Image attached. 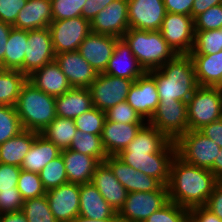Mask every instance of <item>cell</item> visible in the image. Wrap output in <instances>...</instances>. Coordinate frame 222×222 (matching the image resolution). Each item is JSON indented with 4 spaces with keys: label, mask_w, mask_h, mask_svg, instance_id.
<instances>
[{
    "label": "cell",
    "mask_w": 222,
    "mask_h": 222,
    "mask_svg": "<svg viewBox=\"0 0 222 222\" xmlns=\"http://www.w3.org/2000/svg\"><path fill=\"white\" fill-rule=\"evenodd\" d=\"M69 149L93 156L100 162H104L108 157L102 143L101 135H94L79 130L76 131Z\"/></svg>",
    "instance_id": "cell-34"
},
{
    "label": "cell",
    "mask_w": 222,
    "mask_h": 222,
    "mask_svg": "<svg viewBox=\"0 0 222 222\" xmlns=\"http://www.w3.org/2000/svg\"><path fill=\"white\" fill-rule=\"evenodd\" d=\"M115 213L92 182L80 184L79 215L101 220L111 218Z\"/></svg>",
    "instance_id": "cell-26"
},
{
    "label": "cell",
    "mask_w": 222,
    "mask_h": 222,
    "mask_svg": "<svg viewBox=\"0 0 222 222\" xmlns=\"http://www.w3.org/2000/svg\"><path fill=\"white\" fill-rule=\"evenodd\" d=\"M17 189L23 200L37 198L46 194L40 175L31 171L21 170Z\"/></svg>",
    "instance_id": "cell-39"
},
{
    "label": "cell",
    "mask_w": 222,
    "mask_h": 222,
    "mask_svg": "<svg viewBox=\"0 0 222 222\" xmlns=\"http://www.w3.org/2000/svg\"><path fill=\"white\" fill-rule=\"evenodd\" d=\"M126 102L148 122L159 104L155 79L145 72L132 84Z\"/></svg>",
    "instance_id": "cell-17"
},
{
    "label": "cell",
    "mask_w": 222,
    "mask_h": 222,
    "mask_svg": "<svg viewBox=\"0 0 222 222\" xmlns=\"http://www.w3.org/2000/svg\"><path fill=\"white\" fill-rule=\"evenodd\" d=\"M28 77L19 70L0 68V105L15 106Z\"/></svg>",
    "instance_id": "cell-33"
},
{
    "label": "cell",
    "mask_w": 222,
    "mask_h": 222,
    "mask_svg": "<svg viewBox=\"0 0 222 222\" xmlns=\"http://www.w3.org/2000/svg\"><path fill=\"white\" fill-rule=\"evenodd\" d=\"M168 202V186H163L157 191L127 193L118 217L120 222H144L153 212L160 210Z\"/></svg>",
    "instance_id": "cell-8"
},
{
    "label": "cell",
    "mask_w": 222,
    "mask_h": 222,
    "mask_svg": "<svg viewBox=\"0 0 222 222\" xmlns=\"http://www.w3.org/2000/svg\"><path fill=\"white\" fill-rule=\"evenodd\" d=\"M176 155L185 163L210 170L220 147L199 130H189L176 141Z\"/></svg>",
    "instance_id": "cell-7"
},
{
    "label": "cell",
    "mask_w": 222,
    "mask_h": 222,
    "mask_svg": "<svg viewBox=\"0 0 222 222\" xmlns=\"http://www.w3.org/2000/svg\"><path fill=\"white\" fill-rule=\"evenodd\" d=\"M21 211L28 222H58L50 210L46 195L24 200Z\"/></svg>",
    "instance_id": "cell-36"
},
{
    "label": "cell",
    "mask_w": 222,
    "mask_h": 222,
    "mask_svg": "<svg viewBox=\"0 0 222 222\" xmlns=\"http://www.w3.org/2000/svg\"><path fill=\"white\" fill-rule=\"evenodd\" d=\"M210 171L220 180L222 181V148L220 152L216 156L213 166Z\"/></svg>",
    "instance_id": "cell-58"
},
{
    "label": "cell",
    "mask_w": 222,
    "mask_h": 222,
    "mask_svg": "<svg viewBox=\"0 0 222 222\" xmlns=\"http://www.w3.org/2000/svg\"><path fill=\"white\" fill-rule=\"evenodd\" d=\"M28 0H0V21L13 25Z\"/></svg>",
    "instance_id": "cell-48"
},
{
    "label": "cell",
    "mask_w": 222,
    "mask_h": 222,
    "mask_svg": "<svg viewBox=\"0 0 222 222\" xmlns=\"http://www.w3.org/2000/svg\"><path fill=\"white\" fill-rule=\"evenodd\" d=\"M87 0H51L53 21L81 16V10Z\"/></svg>",
    "instance_id": "cell-42"
},
{
    "label": "cell",
    "mask_w": 222,
    "mask_h": 222,
    "mask_svg": "<svg viewBox=\"0 0 222 222\" xmlns=\"http://www.w3.org/2000/svg\"><path fill=\"white\" fill-rule=\"evenodd\" d=\"M106 120L118 123H146L142 116L136 112L126 101L105 111Z\"/></svg>",
    "instance_id": "cell-43"
},
{
    "label": "cell",
    "mask_w": 222,
    "mask_h": 222,
    "mask_svg": "<svg viewBox=\"0 0 222 222\" xmlns=\"http://www.w3.org/2000/svg\"><path fill=\"white\" fill-rule=\"evenodd\" d=\"M222 50V28L215 30L195 31L193 50L189 54L209 55Z\"/></svg>",
    "instance_id": "cell-35"
},
{
    "label": "cell",
    "mask_w": 222,
    "mask_h": 222,
    "mask_svg": "<svg viewBox=\"0 0 222 222\" xmlns=\"http://www.w3.org/2000/svg\"><path fill=\"white\" fill-rule=\"evenodd\" d=\"M12 25L6 22L0 21V68L4 69V54L6 51V44L8 35L12 29Z\"/></svg>",
    "instance_id": "cell-55"
},
{
    "label": "cell",
    "mask_w": 222,
    "mask_h": 222,
    "mask_svg": "<svg viewBox=\"0 0 222 222\" xmlns=\"http://www.w3.org/2000/svg\"><path fill=\"white\" fill-rule=\"evenodd\" d=\"M105 74L136 80L141 77L145 71L138 63L130 46L123 38L116 41V46L111 56Z\"/></svg>",
    "instance_id": "cell-21"
},
{
    "label": "cell",
    "mask_w": 222,
    "mask_h": 222,
    "mask_svg": "<svg viewBox=\"0 0 222 222\" xmlns=\"http://www.w3.org/2000/svg\"><path fill=\"white\" fill-rule=\"evenodd\" d=\"M114 0H87L81 10V16L91 21L100 11Z\"/></svg>",
    "instance_id": "cell-51"
},
{
    "label": "cell",
    "mask_w": 222,
    "mask_h": 222,
    "mask_svg": "<svg viewBox=\"0 0 222 222\" xmlns=\"http://www.w3.org/2000/svg\"><path fill=\"white\" fill-rule=\"evenodd\" d=\"M129 28L145 31L161 29L166 8L163 0H127Z\"/></svg>",
    "instance_id": "cell-15"
},
{
    "label": "cell",
    "mask_w": 222,
    "mask_h": 222,
    "mask_svg": "<svg viewBox=\"0 0 222 222\" xmlns=\"http://www.w3.org/2000/svg\"><path fill=\"white\" fill-rule=\"evenodd\" d=\"M105 162L110 166L114 176L128 193L132 192L133 167L121 161L117 156H108Z\"/></svg>",
    "instance_id": "cell-45"
},
{
    "label": "cell",
    "mask_w": 222,
    "mask_h": 222,
    "mask_svg": "<svg viewBox=\"0 0 222 222\" xmlns=\"http://www.w3.org/2000/svg\"><path fill=\"white\" fill-rule=\"evenodd\" d=\"M35 138L36 132L22 130L18 135L8 139L0 145V163L20 167Z\"/></svg>",
    "instance_id": "cell-30"
},
{
    "label": "cell",
    "mask_w": 222,
    "mask_h": 222,
    "mask_svg": "<svg viewBox=\"0 0 222 222\" xmlns=\"http://www.w3.org/2000/svg\"><path fill=\"white\" fill-rule=\"evenodd\" d=\"M55 61L71 87L88 88L95 81L97 73L78 51L56 54Z\"/></svg>",
    "instance_id": "cell-19"
},
{
    "label": "cell",
    "mask_w": 222,
    "mask_h": 222,
    "mask_svg": "<svg viewBox=\"0 0 222 222\" xmlns=\"http://www.w3.org/2000/svg\"><path fill=\"white\" fill-rule=\"evenodd\" d=\"M189 209L169 201L160 210L153 212L144 222H187Z\"/></svg>",
    "instance_id": "cell-41"
},
{
    "label": "cell",
    "mask_w": 222,
    "mask_h": 222,
    "mask_svg": "<svg viewBox=\"0 0 222 222\" xmlns=\"http://www.w3.org/2000/svg\"><path fill=\"white\" fill-rule=\"evenodd\" d=\"M118 39L115 36L91 32L80 44L78 52L97 74L104 73Z\"/></svg>",
    "instance_id": "cell-18"
},
{
    "label": "cell",
    "mask_w": 222,
    "mask_h": 222,
    "mask_svg": "<svg viewBox=\"0 0 222 222\" xmlns=\"http://www.w3.org/2000/svg\"><path fill=\"white\" fill-rule=\"evenodd\" d=\"M0 222H28L22 211L4 213L0 215Z\"/></svg>",
    "instance_id": "cell-57"
},
{
    "label": "cell",
    "mask_w": 222,
    "mask_h": 222,
    "mask_svg": "<svg viewBox=\"0 0 222 222\" xmlns=\"http://www.w3.org/2000/svg\"><path fill=\"white\" fill-rule=\"evenodd\" d=\"M198 86L214 87L222 76V50L215 54H189Z\"/></svg>",
    "instance_id": "cell-29"
},
{
    "label": "cell",
    "mask_w": 222,
    "mask_h": 222,
    "mask_svg": "<svg viewBox=\"0 0 222 222\" xmlns=\"http://www.w3.org/2000/svg\"><path fill=\"white\" fill-rule=\"evenodd\" d=\"M167 13L191 16L194 0H163Z\"/></svg>",
    "instance_id": "cell-52"
},
{
    "label": "cell",
    "mask_w": 222,
    "mask_h": 222,
    "mask_svg": "<svg viewBox=\"0 0 222 222\" xmlns=\"http://www.w3.org/2000/svg\"><path fill=\"white\" fill-rule=\"evenodd\" d=\"M92 107L88 88L72 87L66 93L55 97L56 115L61 118L75 119Z\"/></svg>",
    "instance_id": "cell-27"
},
{
    "label": "cell",
    "mask_w": 222,
    "mask_h": 222,
    "mask_svg": "<svg viewBox=\"0 0 222 222\" xmlns=\"http://www.w3.org/2000/svg\"><path fill=\"white\" fill-rule=\"evenodd\" d=\"M60 153L61 150L54 143L36 132V138L29 152L24 156L20 168L39 174L45 165Z\"/></svg>",
    "instance_id": "cell-28"
},
{
    "label": "cell",
    "mask_w": 222,
    "mask_h": 222,
    "mask_svg": "<svg viewBox=\"0 0 222 222\" xmlns=\"http://www.w3.org/2000/svg\"><path fill=\"white\" fill-rule=\"evenodd\" d=\"M148 123L156 127L169 140L176 141L189 131L187 103L176 99L159 101L157 109Z\"/></svg>",
    "instance_id": "cell-9"
},
{
    "label": "cell",
    "mask_w": 222,
    "mask_h": 222,
    "mask_svg": "<svg viewBox=\"0 0 222 222\" xmlns=\"http://www.w3.org/2000/svg\"><path fill=\"white\" fill-rule=\"evenodd\" d=\"M148 73L155 79L159 101L176 99L187 103L198 87L189 54H177L159 69Z\"/></svg>",
    "instance_id": "cell-3"
},
{
    "label": "cell",
    "mask_w": 222,
    "mask_h": 222,
    "mask_svg": "<svg viewBox=\"0 0 222 222\" xmlns=\"http://www.w3.org/2000/svg\"><path fill=\"white\" fill-rule=\"evenodd\" d=\"M164 185L156 178L133 168L132 192H150L160 190Z\"/></svg>",
    "instance_id": "cell-47"
},
{
    "label": "cell",
    "mask_w": 222,
    "mask_h": 222,
    "mask_svg": "<svg viewBox=\"0 0 222 222\" xmlns=\"http://www.w3.org/2000/svg\"><path fill=\"white\" fill-rule=\"evenodd\" d=\"M91 32L122 38L129 29L128 1L114 0L90 21Z\"/></svg>",
    "instance_id": "cell-14"
},
{
    "label": "cell",
    "mask_w": 222,
    "mask_h": 222,
    "mask_svg": "<svg viewBox=\"0 0 222 222\" xmlns=\"http://www.w3.org/2000/svg\"><path fill=\"white\" fill-rule=\"evenodd\" d=\"M91 182L107 203L118 213L124 205L128 192L114 176L113 171L105 161L97 166Z\"/></svg>",
    "instance_id": "cell-20"
},
{
    "label": "cell",
    "mask_w": 222,
    "mask_h": 222,
    "mask_svg": "<svg viewBox=\"0 0 222 222\" xmlns=\"http://www.w3.org/2000/svg\"><path fill=\"white\" fill-rule=\"evenodd\" d=\"M23 130L15 106L0 105V145Z\"/></svg>",
    "instance_id": "cell-38"
},
{
    "label": "cell",
    "mask_w": 222,
    "mask_h": 222,
    "mask_svg": "<svg viewBox=\"0 0 222 222\" xmlns=\"http://www.w3.org/2000/svg\"><path fill=\"white\" fill-rule=\"evenodd\" d=\"M46 191L68 183L65 165L61 154L49 161L39 173Z\"/></svg>",
    "instance_id": "cell-37"
},
{
    "label": "cell",
    "mask_w": 222,
    "mask_h": 222,
    "mask_svg": "<svg viewBox=\"0 0 222 222\" xmlns=\"http://www.w3.org/2000/svg\"><path fill=\"white\" fill-rule=\"evenodd\" d=\"M214 87L217 88L219 91H222V76L219 82Z\"/></svg>",
    "instance_id": "cell-60"
},
{
    "label": "cell",
    "mask_w": 222,
    "mask_h": 222,
    "mask_svg": "<svg viewBox=\"0 0 222 222\" xmlns=\"http://www.w3.org/2000/svg\"><path fill=\"white\" fill-rule=\"evenodd\" d=\"M105 120V112L97 109L96 107H92L87 112L76 117L74 122L77 130L79 131L88 132L94 135H101Z\"/></svg>",
    "instance_id": "cell-40"
},
{
    "label": "cell",
    "mask_w": 222,
    "mask_h": 222,
    "mask_svg": "<svg viewBox=\"0 0 222 222\" xmlns=\"http://www.w3.org/2000/svg\"><path fill=\"white\" fill-rule=\"evenodd\" d=\"M73 222H120L118 213L116 212L111 218L101 219V220H93L89 218H85L81 215H78Z\"/></svg>",
    "instance_id": "cell-59"
},
{
    "label": "cell",
    "mask_w": 222,
    "mask_h": 222,
    "mask_svg": "<svg viewBox=\"0 0 222 222\" xmlns=\"http://www.w3.org/2000/svg\"><path fill=\"white\" fill-rule=\"evenodd\" d=\"M135 80L98 73L88 87L93 107L107 111L118 103L126 101L128 92Z\"/></svg>",
    "instance_id": "cell-10"
},
{
    "label": "cell",
    "mask_w": 222,
    "mask_h": 222,
    "mask_svg": "<svg viewBox=\"0 0 222 222\" xmlns=\"http://www.w3.org/2000/svg\"><path fill=\"white\" fill-rule=\"evenodd\" d=\"M220 180L210 171L185 163L177 155L170 166L169 201L191 209L205 206Z\"/></svg>",
    "instance_id": "cell-2"
},
{
    "label": "cell",
    "mask_w": 222,
    "mask_h": 222,
    "mask_svg": "<svg viewBox=\"0 0 222 222\" xmlns=\"http://www.w3.org/2000/svg\"><path fill=\"white\" fill-rule=\"evenodd\" d=\"M48 28L55 54L78 51L80 44L91 33L90 21L82 16L52 21Z\"/></svg>",
    "instance_id": "cell-11"
},
{
    "label": "cell",
    "mask_w": 222,
    "mask_h": 222,
    "mask_svg": "<svg viewBox=\"0 0 222 222\" xmlns=\"http://www.w3.org/2000/svg\"><path fill=\"white\" fill-rule=\"evenodd\" d=\"M205 207L222 220V181L214 187Z\"/></svg>",
    "instance_id": "cell-50"
},
{
    "label": "cell",
    "mask_w": 222,
    "mask_h": 222,
    "mask_svg": "<svg viewBox=\"0 0 222 222\" xmlns=\"http://www.w3.org/2000/svg\"><path fill=\"white\" fill-rule=\"evenodd\" d=\"M189 219L192 222H222V220L212 213L205 206H198L189 210Z\"/></svg>",
    "instance_id": "cell-53"
},
{
    "label": "cell",
    "mask_w": 222,
    "mask_h": 222,
    "mask_svg": "<svg viewBox=\"0 0 222 222\" xmlns=\"http://www.w3.org/2000/svg\"><path fill=\"white\" fill-rule=\"evenodd\" d=\"M45 195L58 222H73L79 215L80 184L68 182L46 191Z\"/></svg>",
    "instance_id": "cell-16"
},
{
    "label": "cell",
    "mask_w": 222,
    "mask_h": 222,
    "mask_svg": "<svg viewBox=\"0 0 222 222\" xmlns=\"http://www.w3.org/2000/svg\"><path fill=\"white\" fill-rule=\"evenodd\" d=\"M28 44V30L12 27L4 54V69L19 70L23 73V62Z\"/></svg>",
    "instance_id": "cell-31"
},
{
    "label": "cell",
    "mask_w": 222,
    "mask_h": 222,
    "mask_svg": "<svg viewBox=\"0 0 222 222\" xmlns=\"http://www.w3.org/2000/svg\"><path fill=\"white\" fill-rule=\"evenodd\" d=\"M23 130L42 132L57 116L55 97L36 88L28 80L15 104Z\"/></svg>",
    "instance_id": "cell-4"
},
{
    "label": "cell",
    "mask_w": 222,
    "mask_h": 222,
    "mask_svg": "<svg viewBox=\"0 0 222 222\" xmlns=\"http://www.w3.org/2000/svg\"><path fill=\"white\" fill-rule=\"evenodd\" d=\"M28 81L36 88L54 97L60 96L72 88L56 61L34 71L28 76Z\"/></svg>",
    "instance_id": "cell-25"
},
{
    "label": "cell",
    "mask_w": 222,
    "mask_h": 222,
    "mask_svg": "<svg viewBox=\"0 0 222 222\" xmlns=\"http://www.w3.org/2000/svg\"><path fill=\"white\" fill-rule=\"evenodd\" d=\"M24 200L17 188L0 191V215L4 213L21 211Z\"/></svg>",
    "instance_id": "cell-46"
},
{
    "label": "cell",
    "mask_w": 222,
    "mask_h": 222,
    "mask_svg": "<svg viewBox=\"0 0 222 222\" xmlns=\"http://www.w3.org/2000/svg\"><path fill=\"white\" fill-rule=\"evenodd\" d=\"M222 28V4L210 7L194 18V30L205 31Z\"/></svg>",
    "instance_id": "cell-44"
},
{
    "label": "cell",
    "mask_w": 222,
    "mask_h": 222,
    "mask_svg": "<svg viewBox=\"0 0 222 222\" xmlns=\"http://www.w3.org/2000/svg\"><path fill=\"white\" fill-rule=\"evenodd\" d=\"M199 131L222 148V118L205 125Z\"/></svg>",
    "instance_id": "cell-54"
},
{
    "label": "cell",
    "mask_w": 222,
    "mask_h": 222,
    "mask_svg": "<svg viewBox=\"0 0 222 222\" xmlns=\"http://www.w3.org/2000/svg\"><path fill=\"white\" fill-rule=\"evenodd\" d=\"M159 31L176 54H189L193 50L195 30L191 16L166 13Z\"/></svg>",
    "instance_id": "cell-12"
},
{
    "label": "cell",
    "mask_w": 222,
    "mask_h": 222,
    "mask_svg": "<svg viewBox=\"0 0 222 222\" xmlns=\"http://www.w3.org/2000/svg\"><path fill=\"white\" fill-rule=\"evenodd\" d=\"M65 170L69 183L85 184L92 180L97 166L101 163L93 156H89L71 149L61 150Z\"/></svg>",
    "instance_id": "cell-24"
},
{
    "label": "cell",
    "mask_w": 222,
    "mask_h": 222,
    "mask_svg": "<svg viewBox=\"0 0 222 222\" xmlns=\"http://www.w3.org/2000/svg\"><path fill=\"white\" fill-rule=\"evenodd\" d=\"M55 56L48 27L28 31V44L23 62V74L28 77L44 65L55 61Z\"/></svg>",
    "instance_id": "cell-13"
},
{
    "label": "cell",
    "mask_w": 222,
    "mask_h": 222,
    "mask_svg": "<svg viewBox=\"0 0 222 222\" xmlns=\"http://www.w3.org/2000/svg\"><path fill=\"white\" fill-rule=\"evenodd\" d=\"M77 128L74 119H55L40 134L54 143L60 150L69 149Z\"/></svg>",
    "instance_id": "cell-32"
},
{
    "label": "cell",
    "mask_w": 222,
    "mask_h": 222,
    "mask_svg": "<svg viewBox=\"0 0 222 222\" xmlns=\"http://www.w3.org/2000/svg\"><path fill=\"white\" fill-rule=\"evenodd\" d=\"M145 123H118L105 120L101 139L108 156H116L135 138Z\"/></svg>",
    "instance_id": "cell-22"
},
{
    "label": "cell",
    "mask_w": 222,
    "mask_h": 222,
    "mask_svg": "<svg viewBox=\"0 0 222 222\" xmlns=\"http://www.w3.org/2000/svg\"><path fill=\"white\" fill-rule=\"evenodd\" d=\"M121 161L158 179L164 186L170 180V166L176 156L175 141L146 122L126 148L116 155Z\"/></svg>",
    "instance_id": "cell-1"
},
{
    "label": "cell",
    "mask_w": 222,
    "mask_h": 222,
    "mask_svg": "<svg viewBox=\"0 0 222 222\" xmlns=\"http://www.w3.org/2000/svg\"><path fill=\"white\" fill-rule=\"evenodd\" d=\"M122 38L145 72L159 69L177 55L163 39L160 31L129 28Z\"/></svg>",
    "instance_id": "cell-5"
},
{
    "label": "cell",
    "mask_w": 222,
    "mask_h": 222,
    "mask_svg": "<svg viewBox=\"0 0 222 222\" xmlns=\"http://www.w3.org/2000/svg\"><path fill=\"white\" fill-rule=\"evenodd\" d=\"M222 118V91L215 87L198 86L187 102L189 130H200Z\"/></svg>",
    "instance_id": "cell-6"
},
{
    "label": "cell",
    "mask_w": 222,
    "mask_h": 222,
    "mask_svg": "<svg viewBox=\"0 0 222 222\" xmlns=\"http://www.w3.org/2000/svg\"><path fill=\"white\" fill-rule=\"evenodd\" d=\"M21 170L19 166L0 163V191L17 188Z\"/></svg>",
    "instance_id": "cell-49"
},
{
    "label": "cell",
    "mask_w": 222,
    "mask_h": 222,
    "mask_svg": "<svg viewBox=\"0 0 222 222\" xmlns=\"http://www.w3.org/2000/svg\"><path fill=\"white\" fill-rule=\"evenodd\" d=\"M218 4H222V0H194L191 17L194 19L200 13Z\"/></svg>",
    "instance_id": "cell-56"
},
{
    "label": "cell",
    "mask_w": 222,
    "mask_h": 222,
    "mask_svg": "<svg viewBox=\"0 0 222 222\" xmlns=\"http://www.w3.org/2000/svg\"><path fill=\"white\" fill-rule=\"evenodd\" d=\"M52 21L51 0H28L12 26L29 31L47 28Z\"/></svg>",
    "instance_id": "cell-23"
}]
</instances>
